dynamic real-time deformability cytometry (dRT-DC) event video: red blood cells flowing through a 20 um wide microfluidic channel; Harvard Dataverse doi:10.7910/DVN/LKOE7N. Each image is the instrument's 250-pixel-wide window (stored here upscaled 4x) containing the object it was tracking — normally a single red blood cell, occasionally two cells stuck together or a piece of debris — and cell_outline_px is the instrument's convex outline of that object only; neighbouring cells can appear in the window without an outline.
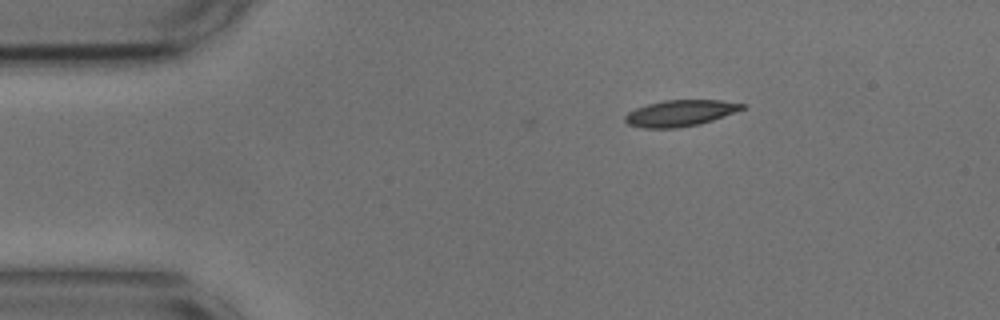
{"species": "common noctule bat (a hibernating species)", "species_latin": "Nyctalus noctula", "temperature_condition": "cold", "stored_images_in_passage": 44, "camera_frame_rate_fps": 3000, "um_per_image_px": 0.085, "animal": {"sex": "male", "body_mass_g": 17.9, "forearm_length_mm": 54.2}, "frame": {"image": 1, "passage_image": 1, "time_ms": 0.0, "image_size_px": [1000, 320], "cell_outline_px": [[748, 104], [744, 108], [712, 120], [700, 124], [680, 128], [644, 128], [628, 124], [624, 120], [624, 116], [628, 112], [636, 108], [648, 104], [664, 100], [720, 100]], "centroid_in_image_um": [57.8, 9.62], "position_along_channel_um": 27.2, "area_um2": 17.86}}
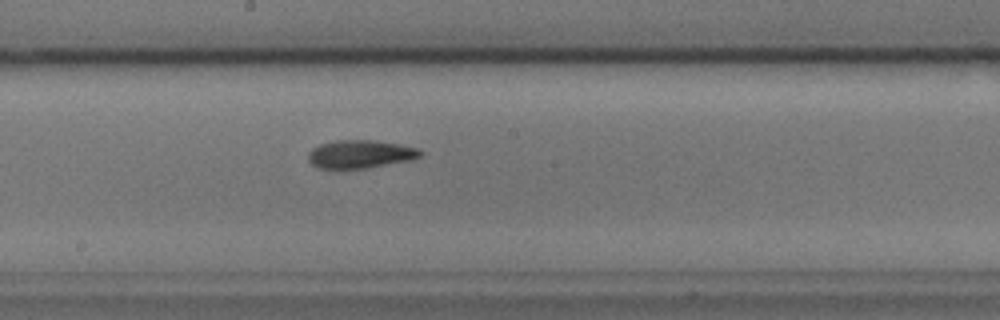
{"frame": {"image": 2, "passage_image": 21, "time_ms": 6.667, "image_size_px": [1000, 320], "cell_outline_px": [[424, 152], [420, 156], [412, 160], [368, 168], [340, 172], [316, 168], [308, 160], [308, 152], [312, 148], [320, 144], [336, 140], [372, 140], [400, 144], [420, 148]], "centroid_in_image_um": [30.58, 13.15], "position_along_channel_um": 217.6, "area_um2": 19.31}}
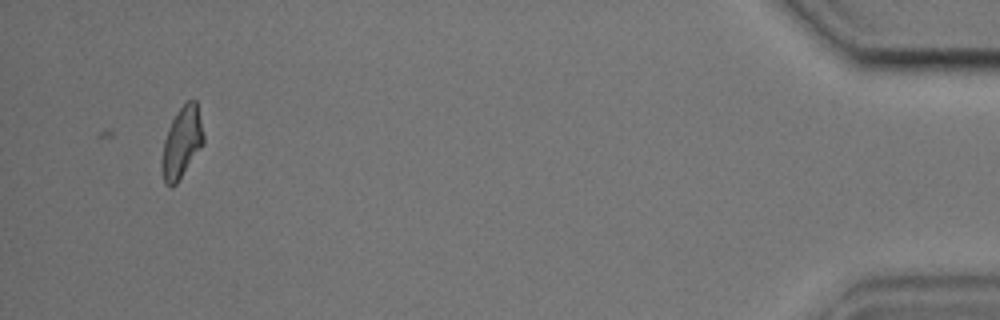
{"frame": {"image": 3, "passage_image": 44, "time_ms": 14.333, "image_size_px": [1000, 320], "cell_outline_px": [[204, 144], [176, 184], [172, 188], [164, 184], [160, 168], [160, 160], [164, 140], [168, 128], [176, 112], [188, 100], [196, 100], [204, 136]], "centroid_in_image_um": [15.42, 12.16], "position_along_channel_um": 419.8, "area_um2": 17.46}, "authors_computed_cell_mechanics": {"area_um2": 18.0047, "velocity_mm_per_s": 3.6425, "shape_relaxation_time_tau1_ms": 2.8683, "shape_relaxation_time_tau2_ms": 3.4957, "deformation_change_tau1": 0.1093, "deformation_change_tau2": 0.0979}}